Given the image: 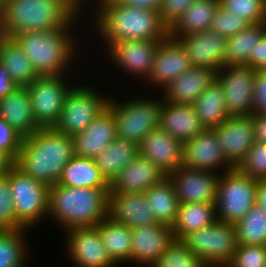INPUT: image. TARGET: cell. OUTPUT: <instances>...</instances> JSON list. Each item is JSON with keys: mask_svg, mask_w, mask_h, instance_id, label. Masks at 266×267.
<instances>
[{"mask_svg": "<svg viewBox=\"0 0 266 267\" xmlns=\"http://www.w3.org/2000/svg\"><path fill=\"white\" fill-rule=\"evenodd\" d=\"M97 2L93 19L106 45L127 40L160 41L170 34L158 10L123 5L117 0Z\"/></svg>", "mask_w": 266, "mask_h": 267, "instance_id": "cell-1", "label": "cell"}, {"mask_svg": "<svg viewBox=\"0 0 266 267\" xmlns=\"http://www.w3.org/2000/svg\"><path fill=\"white\" fill-rule=\"evenodd\" d=\"M73 156L72 137L53 127L41 128L22 138L14 164L25 174L50 187L58 183L63 168Z\"/></svg>", "mask_w": 266, "mask_h": 267, "instance_id": "cell-2", "label": "cell"}, {"mask_svg": "<svg viewBox=\"0 0 266 267\" xmlns=\"http://www.w3.org/2000/svg\"><path fill=\"white\" fill-rule=\"evenodd\" d=\"M85 4L83 0H7L2 6L5 29L9 38L57 30L81 13Z\"/></svg>", "mask_w": 266, "mask_h": 267, "instance_id": "cell-3", "label": "cell"}, {"mask_svg": "<svg viewBox=\"0 0 266 267\" xmlns=\"http://www.w3.org/2000/svg\"><path fill=\"white\" fill-rule=\"evenodd\" d=\"M110 188H77L55 184L49 187L47 217L63 230L95 227L108 216Z\"/></svg>", "mask_w": 266, "mask_h": 267, "instance_id": "cell-4", "label": "cell"}, {"mask_svg": "<svg viewBox=\"0 0 266 267\" xmlns=\"http://www.w3.org/2000/svg\"><path fill=\"white\" fill-rule=\"evenodd\" d=\"M78 17L79 14L68 25L57 30L24 32L13 37L39 76L64 75L66 67L71 65L77 43L70 28H75L73 26Z\"/></svg>", "mask_w": 266, "mask_h": 267, "instance_id": "cell-5", "label": "cell"}, {"mask_svg": "<svg viewBox=\"0 0 266 267\" xmlns=\"http://www.w3.org/2000/svg\"><path fill=\"white\" fill-rule=\"evenodd\" d=\"M258 180L241 173L236 167L219 175L216 189L218 221L235 224L256 205Z\"/></svg>", "mask_w": 266, "mask_h": 267, "instance_id": "cell-6", "label": "cell"}, {"mask_svg": "<svg viewBox=\"0 0 266 267\" xmlns=\"http://www.w3.org/2000/svg\"><path fill=\"white\" fill-rule=\"evenodd\" d=\"M130 99L121 103L110 97L107 107L114 115L116 136L139 145L153 129L159 128L161 99Z\"/></svg>", "mask_w": 266, "mask_h": 267, "instance_id": "cell-7", "label": "cell"}, {"mask_svg": "<svg viewBox=\"0 0 266 267\" xmlns=\"http://www.w3.org/2000/svg\"><path fill=\"white\" fill-rule=\"evenodd\" d=\"M17 221L31 228L48 214L49 186L30 177L13 164L7 171ZM46 216V217H45Z\"/></svg>", "mask_w": 266, "mask_h": 267, "instance_id": "cell-8", "label": "cell"}, {"mask_svg": "<svg viewBox=\"0 0 266 267\" xmlns=\"http://www.w3.org/2000/svg\"><path fill=\"white\" fill-rule=\"evenodd\" d=\"M208 267H226L238 246L234 224L216 220L182 239Z\"/></svg>", "mask_w": 266, "mask_h": 267, "instance_id": "cell-9", "label": "cell"}, {"mask_svg": "<svg viewBox=\"0 0 266 267\" xmlns=\"http://www.w3.org/2000/svg\"><path fill=\"white\" fill-rule=\"evenodd\" d=\"M109 99L98 94L92 87L72 85L64 99L59 120L53 128L70 137L82 133L107 107Z\"/></svg>", "mask_w": 266, "mask_h": 267, "instance_id": "cell-10", "label": "cell"}, {"mask_svg": "<svg viewBox=\"0 0 266 267\" xmlns=\"http://www.w3.org/2000/svg\"><path fill=\"white\" fill-rule=\"evenodd\" d=\"M64 75L39 76L26 86L34 119L41 128H51L59 120L64 99L71 89ZM69 86V87H68Z\"/></svg>", "mask_w": 266, "mask_h": 267, "instance_id": "cell-11", "label": "cell"}, {"mask_svg": "<svg viewBox=\"0 0 266 267\" xmlns=\"http://www.w3.org/2000/svg\"><path fill=\"white\" fill-rule=\"evenodd\" d=\"M257 71L246 65L224 66L216 75L225 91V108L229 116L254 113V89Z\"/></svg>", "mask_w": 266, "mask_h": 267, "instance_id": "cell-12", "label": "cell"}, {"mask_svg": "<svg viewBox=\"0 0 266 267\" xmlns=\"http://www.w3.org/2000/svg\"><path fill=\"white\" fill-rule=\"evenodd\" d=\"M68 235L67 251L69 259L77 267H114L96 227L72 228Z\"/></svg>", "mask_w": 266, "mask_h": 267, "instance_id": "cell-13", "label": "cell"}, {"mask_svg": "<svg viewBox=\"0 0 266 267\" xmlns=\"http://www.w3.org/2000/svg\"><path fill=\"white\" fill-rule=\"evenodd\" d=\"M183 166L215 173L222 167L225 172L234 168L227 161L215 130L205 128L183 143Z\"/></svg>", "mask_w": 266, "mask_h": 267, "instance_id": "cell-14", "label": "cell"}, {"mask_svg": "<svg viewBox=\"0 0 266 267\" xmlns=\"http://www.w3.org/2000/svg\"><path fill=\"white\" fill-rule=\"evenodd\" d=\"M219 175L182 166L167 177L173 184L179 203H215Z\"/></svg>", "mask_w": 266, "mask_h": 267, "instance_id": "cell-15", "label": "cell"}, {"mask_svg": "<svg viewBox=\"0 0 266 267\" xmlns=\"http://www.w3.org/2000/svg\"><path fill=\"white\" fill-rule=\"evenodd\" d=\"M158 43L159 41L152 40H127L110 42L106 47L108 56L123 68L122 70H126V74H133L147 81L153 68Z\"/></svg>", "mask_w": 266, "mask_h": 267, "instance_id": "cell-16", "label": "cell"}, {"mask_svg": "<svg viewBox=\"0 0 266 267\" xmlns=\"http://www.w3.org/2000/svg\"><path fill=\"white\" fill-rule=\"evenodd\" d=\"M191 67L181 42L170 34L159 41L148 82L164 90Z\"/></svg>", "mask_w": 266, "mask_h": 267, "instance_id": "cell-17", "label": "cell"}, {"mask_svg": "<svg viewBox=\"0 0 266 267\" xmlns=\"http://www.w3.org/2000/svg\"><path fill=\"white\" fill-rule=\"evenodd\" d=\"M214 130L227 161L237 167L256 141L252 116H229Z\"/></svg>", "mask_w": 266, "mask_h": 267, "instance_id": "cell-18", "label": "cell"}, {"mask_svg": "<svg viewBox=\"0 0 266 267\" xmlns=\"http://www.w3.org/2000/svg\"><path fill=\"white\" fill-rule=\"evenodd\" d=\"M183 45L191 66L207 67L218 72L224 67L223 53L227 38L210 30L185 36H172Z\"/></svg>", "mask_w": 266, "mask_h": 267, "instance_id": "cell-19", "label": "cell"}, {"mask_svg": "<svg viewBox=\"0 0 266 267\" xmlns=\"http://www.w3.org/2000/svg\"><path fill=\"white\" fill-rule=\"evenodd\" d=\"M131 261L151 267L174 240L171 226L157 223L132 228Z\"/></svg>", "mask_w": 266, "mask_h": 267, "instance_id": "cell-20", "label": "cell"}, {"mask_svg": "<svg viewBox=\"0 0 266 267\" xmlns=\"http://www.w3.org/2000/svg\"><path fill=\"white\" fill-rule=\"evenodd\" d=\"M139 153L166 175L183 166V143L160 127L143 138L139 144Z\"/></svg>", "mask_w": 266, "mask_h": 267, "instance_id": "cell-21", "label": "cell"}, {"mask_svg": "<svg viewBox=\"0 0 266 267\" xmlns=\"http://www.w3.org/2000/svg\"><path fill=\"white\" fill-rule=\"evenodd\" d=\"M108 216L129 228L157 224L145 192L108 193Z\"/></svg>", "mask_w": 266, "mask_h": 267, "instance_id": "cell-22", "label": "cell"}, {"mask_svg": "<svg viewBox=\"0 0 266 267\" xmlns=\"http://www.w3.org/2000/svg\"><path fill=\"white\" fill-rule=\"evenodd\" d=\"M165 177L167 175L157 165L139 153L111 182L109 192H146Z\"/></svg>", "mask_w": 266, "mask_h": 267, "instance_id": "cell-23", "label": "cell"}, {"mask_svg": "<svg viewBox=\"0 0 266 267\" xmlns=\"http://www.w3.org/2000/svg\"><path fill=\"white\" fill-rule=\"evenodd\" d=\"M116 124L112 111L106 107L82 133L72 137L74 155L95 158L116 138Z\"/></svg>", "mask_w": 266, "mask_h": 267, "instance_id": "cell-24", "label": "cell"}, {"mask_svg": "<svg viewBox=\"0 0 266 267\" xmlns=\"http://www.w3.org/2000/svg\"><path fill=\"white\" fill-rule=\"evenodd\" d=\"M216 75L210 68L191 66L164 89L162 99L173 104L192 105Z\"/></svg>", "mask_w": 266, "mask_h": 267, "instance_id": "cell-25", "label": "cell"}, {"mask_svg": "<svg viewBox=\"0 0 266 267\" xmlns=\"http://www.w3.org/2000/svg\"><path fill=\"white\" fill-rule=\"evenodd\" d=\"M159 127L182 143L204 129L193 105L173 104L162 98Z\"/></svg>", "mask_w": 266, "mask_h": 267, "instance_id": "cell-26", "label": "cell"}, {"mask_svg": "<svg viewBox=\"0 0 266 267\" xmlns=\"http://www.w3.org/2000/svg\"><path fill=\"white\" fill-rule=\"evenodd\" d=\"M0 119L5 120L22 137L41 129L34 119L26 87H18L0 98Z\"/></svg>", "mask_w": 266, "mask_h": 267, "instance_id": "cell-27", "label": "cell"}, {"mask_svg": "<svg viewBox=\"0 0 266 267\" xmlns=\"http://www.w3.org/2000/svg\"><path fill=\"white\" fill-rule=\"evenodd\" d=\"M139 154V145L132 140L116 137L94 159L105 180L111 182Z\"/></svg>", "mask_w": 266, "mask_h": 267, "instance_id": "cell-28", "label": "cell"}, {"mask_svg": "<svg viewBox=\"0 0 266 267\" xmlns=\"http://www.w3.org/2000/svg\"><path fill=\"white\" fill-rule=\"evenodd\" d=\"M57 184L77 188H110L93 158L76 155L63 168Z\"/></svg>", "mask_w": 266, "mask_h": 267, "instance_id": "cell-29", "label": "cell"}, {"mask_svg": "<svg viewBox=\"0 0 266 267\" xmlns=\"http://www.w3.org/2000/svg\"><path fill=\"white\" fill-rule=\"evenodd\" d=\"M217 220L215 203H180L171 225L174 239H183L190 232L202 229Z\"/></svg>", "mask_w": 266, "mask_h": 267, "instance_id": "cell-30", "label": "cell"}, {"mask_svg": "<svg viewBox=\"0 0 266 267\" xmlns=\"http://www.w3.org/2000/svg\"><path fill=\"white\" fill-rule=\"evenodd\" d=\"M110 258L118 265L131 262L132 231L109 216L95 226Z\"/></svg>", "mask_w": 266, "mask_h": 267, "instance_id": "cell-31", "label": "cell"}, {"mask_svg": "<svg viewBox=\"0 0 266 267\" xmlns=\"http://www.w3.org/2000/svg\"><path fill=\"white\" fill-rule=\"evenodd\" d=\"M192 105L205 129H214L229 117L225 108V91L217 78Z\"/></svg>", "mask_w": 266, "mask_h": 267, "instance_id": "cell-32", "label": "cell"}, {"mask_svg": "<svg viewBox=\"0 0 266 267\" xmlns=\"http://www.w3.org/2000/svg\"><path fill=\"white\" fill-rule=\"evenodd\" d=\"M219 6V0L194 1L170 29V35L185 36L191 33L209 30Z\"/></svg>", "mask_w": 266, "mask_h": 267, "instance_id": "cell-33", "label": "cell"}, {"mask_svg": "<svg viewBox=\"0 0 266 267\" xmlns=\"http://www.w3.org/2000/svg\"><path fill=\"white\" fill-rule=\"evenodd\" d=\"M266 31V22L250 24L237 34L227 38L223 53L224 66H248L250 52Z\"/></svg>", "mask_w": 266, "mask_h": 267, "instance_id": "cell-34", "label": "cell"}, {"mask_svg": "<svg viewBox=\"0 0 266 267\" xmlns=\"http://www.w3.org/2000/svg\"><path fill=\"white\" fill-rule=\"evenodd\" d=\"M0 64L9 71L10 79L18 87H26L39 77L26 53L13 38H8L0 47Z\"/></svg>", "mask_w": 266, "mask_h": 267, "instance_id": "cell-35", "label": "cell"}, {"mask_svg": "<svg viewBox=\"0 0 266 267\" xmlns=\"http://www.w3.org/2000/svg\"><path fill=\"white\" fill-rule=\"evenodd\" d=\"M145 195L157 222L171 226L180 203L170 179L165 177L160 183L151 186Z\"/></svg>", "mask_w": 266, "mask_h": 267, "instance_id": "cell-36", "label": "cell"}, {"mask_svg": "<svg viewBox=\"0 0 266 267\" xmlns=\"http://www.w3.org/2000/svg\"><path fill=\"white\" fill-rule=\"evenodd\" d=\"M27 231L25 228L0 230V267L26 266L28 251L24 235Z\"/></svg>", "mask_w": 266, "mask_h": 267, "instance_id": "cell-37", "label": "cell"}, {"mask_svg": "<svg viewBox=\"0 0 266 267\" xmlns=\"http://www.w3.org/2000/svg\"><path fill=\"white\" fill-rule=\"evenodd\" d=\"M234 226L238 244L266 246V213L257 204Z\"/></svg>", "mask_w": 266, "mask_h": 267, "instance_id": "cell-38", "label": "cell"}, {"mask_svg": "<svg viewBox=\"0 0 266 267\" xmlns=\"http://www.w3.org/2000/svg\"><path fill=\"white\" fill-rule=\"evenodd\" d=\"M151 267H208L182 239H174Z\"/></svg>", "mask_w": 266, "mask_h": 267, "instance_id": "cell-39", "label": "cell"}, {"mask_svg": "<svg viewBox=\"0 0 266 267\" xmlns=\"http://www.w3.org/2000/svg\"><path fill=\"white\" fill-rule=\"evenodd\" d=\"M220 6L250 24L266 22V0H219Z\"/></svg>", "mask_w": 266, "mask_h": 267, "instance_id": "cell-40", "label": "cell"}, {"mask_svg": "<svg viewBox=\"0 0 266 267\" xmlns=\"http://www.w3.org/2000/svg\"><path fill=\"white\" fill-rule=\"evenodd\" d=\"M236 168L255 180L266 179V143L255 141Z\"/></svg>", "mask_w": 266, "mask_h": 267, "instance_id": "cell-41", "label": "cell"}, {"mask_svg": "<svg viewBox=\"0 0 266 267\" xmlns=\"http://www.w3.org/2000/svg\"><path fill=\"white\" fill-rule=\"evenodd\" d=\"M249 25L247 20L219 6L209 30L229 38Z\"/></svg>", "mask_w": 266, "mask_h": 267, "instance_id": "cell-42", "label": "cell"}, {"mask_svg": "<svg viewBox=\"0 0 266 267\" xmlns=\"http://www.w3.org/2000/svg\"><path fill=\"white\" fill-rule=\"evenodd\" d=\"M24 228L16 219L9 177L0 176V230Z\"/></svg>", "mask_w": 266, "mask_h": 267, "instance_id": "cell-43", "label": "cell"}, {"mask_svg": "<svg viewBox=\"0 0 266 267\" xmlns=\"http://www.w3.org/2000/svg\"><path fill=\"white\" fill-rule=\"evenodd\" d=\"M226 267H266V246L238 244Z\"/></svg>", "mask_w": 266, "mask_h": 267, "instance_id": "cell-44", "label": "cell"}, {"mask_svg": "<svg viewBox=\"0 0 266 267\" xmlns=\"http://www.w3.org/2000/svg\"><path fill=\"white\" fill-rule=\"evenodd\" d=\"M196 0H161L158 12L162 22L170 30L191 3Z\"/></svg>", "mask_w": 266, "mask_h": 267, "instance_id": "cell-45", "label": "cell"}, {"mask_svg": "<svg viewBox=\"0 0 266 267\" xmlns=\"http://www.w3.org/2000/svg\"><path fill=\"white\" fill-rule=\"evenodd\" d=\"M22 138L12 126L5 120L0 119V150L6 153L13 161L17 158Z\"/></svg>", "mask_w": 266, "mask_h": 267, "instance_id": "cell-46", "label": "cell"}, {"mask_svg": "<svg viewBox=\"0 0 266 267\" xmlns=\"http://www.w3.org/2000/svg\"><path fill=\"white\" fill-rule=\"evenodd\" d=\"M254 113L266 114V71H257L256 74Z\"/></svg>", "mask_w": 266, "mask_h": 267, "instance_id": "cell-47", "label": "cell"}, {"mask_svg": "<svg viewBox=\"0 0 266 267\" xmlns=\"http://www.w3.org/2000/svg\"><path fill=\"white\" fill-rule=\"evenodd\" d=\"M248 66L256 71H266V31L256 43L253 51L250 52Z\"/></svg>", "mask_w": 266, "mask_h": 267, "instance_id": "cell-48", "label": "cell"}, {"mask_svg": "<svg viewBox=\"0 0 266 267\" xmlns=\"http://www.w3.org/2000/svg\"><path fill=\"white\" fill-rule=\"evenodd\" d=\"M16 88H18V86L10 79L9 71L0 64V98L10 94Z\"/></svg>", "mask_w": 266, "mask_h": 267, "instance_id": "cell-49", "label": "cell"}, {"mask_svg": "<svg viewBox=\"0 0 266 267\" xmlns=\"http://www.w3.org/2000/svg\"><path fill=\"white\" fill-rule=\"evenodd\" d=\"M251 116L255 127V140L266 143V114L253 113Z\"/></svg>", "mask_w": 266, "mask_h": 267, "instance_id": "cell-50", "label": "cell"}, {"mask_svg": "<svg viewBox=\"0 0 266 267\" xmlns=\"http://www.w3.org/2000/svg\"><path fill=\"white\" fill-rule=\"evenodd\" d=\"M123 5L141 7L145 9L158 10L161 0H117Z\"/></svg>", "mask_w": 266, "mask_h": 267, "instance_id": "cell-51", "label": "cell"}, {"mask_svg": "<svg viewBox=\"0 0 266 267\" xmlns=\"http://www.w3.org/2000/svg\"><path fill=\"white\" fill-rule=\"evenodd\" d=\"M256 204L266 213V179L258 180Z\"/></svg>", "mask_w": 266, "mask_h": 267, "instance_id": "cell-52", "label": "cell"}, {"mask_svg": "<svg viewBox=\"0 0 266 267\" xmlns=\"http://www.w3.org/2000/svg\"><path fill=\"white\" fill-rule=\"evenodd\" d=\"M13 164L14 161L0 150V176L5 175Z\"/></svg>", "mask_w": 266, "mask_h": 267, "instance_id": "cell-53", "label": "cell"}, {"mask_svg": "<svg viewBox=\"0 0 266 267\" xmlns=\"http://www.w3.org/2000/svg\"><path fill=\"white\" fill-rule=\"evenodd\" d=\"M8 38H9V36H8L6 29H5L3 10H2V7H0V47L3 45V43Z\"/></svg>", "mask_w": 266, "mask_h": 267, "instance_id": "cell-54", "label": "cell"}, {"mask_svg": "<svg viewBox=\"0 0 266 267\" xmlns=\"http://www.w3.org/2000/svg\"><path fill=\"white\" fill-rule=\"evenodd\" d=\"M6 1L7 0H0V7H2Z\"/></svg>", "mask_w": 266, "mask_h": 267, "instance_id": "cell-55", "label": "cell"}]
</instances>
